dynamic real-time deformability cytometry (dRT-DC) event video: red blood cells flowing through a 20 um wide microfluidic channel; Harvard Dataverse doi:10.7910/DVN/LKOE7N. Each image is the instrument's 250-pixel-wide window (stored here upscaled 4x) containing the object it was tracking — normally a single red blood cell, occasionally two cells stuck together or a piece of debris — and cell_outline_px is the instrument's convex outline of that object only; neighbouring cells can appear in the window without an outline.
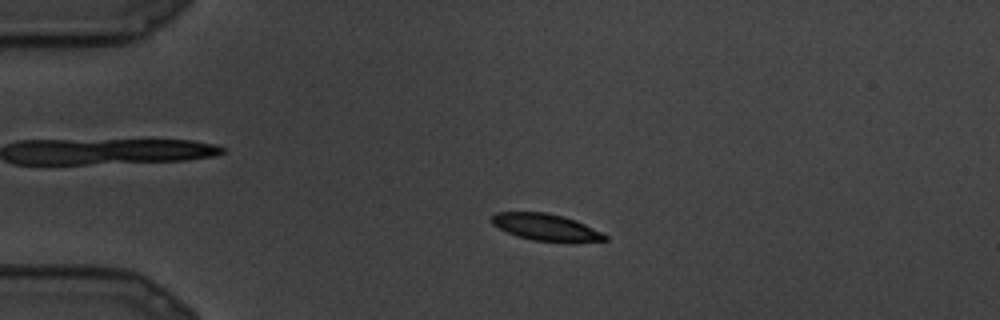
{"species": "common noctule bat (a hibernating species)", "species_latin": "Nyctalus noctula", "temperature_condition": "cold", "stored_images_in_passage": 14, "camera_frame_rate_fps": 3000, "um_per_image_px": 0.085, "animal": {"sex": "male", "body_mass_g": 19.5, "forearm_length_mm": 54.6}, "frame": {"image": 1, "passage_image": 5, "time_ms": 1.333, "image_size_px": [1000, 320], "cell_outline_px": [[608, 240], [532, 240], [516, 236], [492, 224], [492, 216], [496, 212], [544, 212], [564, 216], [576, 220], [608, 236]], "centroid_in_image_um": [46.33, 19.27], "position_along_channel_um": 38.7, "area_um2": 16.94}}
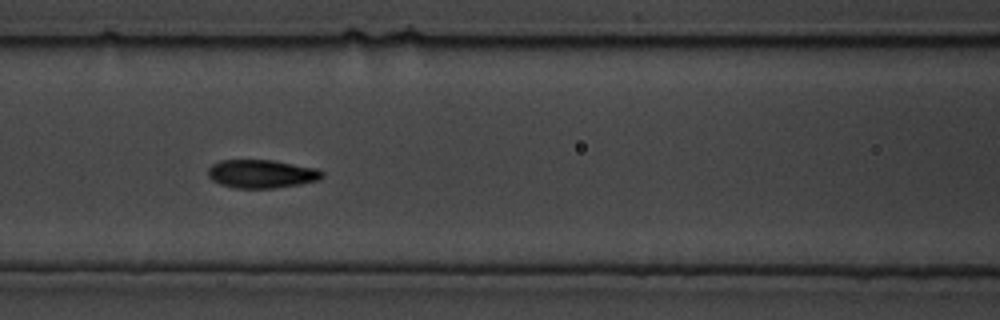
{"frame": {"image": 2, "passage_image": 11, "time_ms": 3.333, "image_size_px": [1000, 320], "cell_outline_px": [[324, 176], [320, 180], [300, 184], [272, 188], [236, 188], [220, 184], [212, 180], [208, 176], [208, 168], [212, 164], [220, 160], [272, 160], [316, 168], [324, 172]], "centroid_in_image_um": [22.24, 14.77], "position_along_channel_um": 144.4, "area_um2": 18.9}}
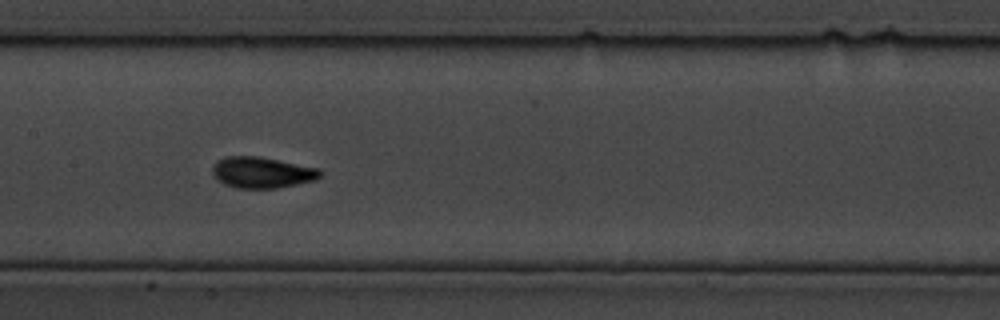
{"frame": {"image": 3, "passage_image": 13, "time_ms": 4.0, "image_size_px": [1000, 320], "cell_outline_px": [[324, 172], [316, 180], [276, 188], [236, 188], [224, 184], [212, 176], [212, 168], [216, 160], [224, 156], [260, 156], [320, 168]], "centroid_in_image_um": [22.26, 14.65], "position_along_channel_um": 185.1, "area_um2": 19.83}}